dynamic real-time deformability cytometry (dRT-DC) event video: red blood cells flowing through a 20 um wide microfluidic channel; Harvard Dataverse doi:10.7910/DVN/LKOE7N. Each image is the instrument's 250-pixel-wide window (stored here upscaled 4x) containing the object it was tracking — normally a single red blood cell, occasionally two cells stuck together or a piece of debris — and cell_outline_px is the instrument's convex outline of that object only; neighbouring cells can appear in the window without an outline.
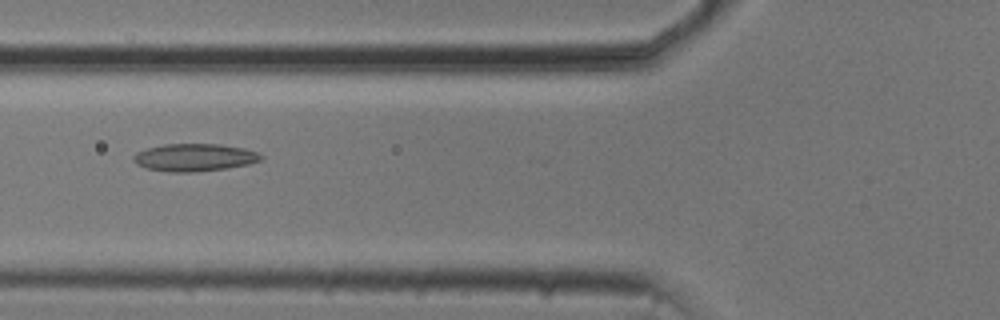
{"species": "common noctule bat (a hibernating species)", "species_latin": "Nyctalus noctula", "temperature_condition": "cold", "stored_images_in_passage": 13, "camera_frame_rate_fps": 3000, "um_per_image_px": 0.085, "animal": {"sex": "male", "body_mass_g": 20.5, "forearm_length_mm": 52.5}, "frame": {"image": 1, "passage_image": 10, "time_ms": 3.0, "image_size_px": [1000, 320], "cell_outline_px": [[264, 160], [248, 164], [228, 168], [192, 172], [168, 172], [148, 168], [136, 164], [132, 160], [132, 156], [136, 152], [148, 148], [164, 144], [220, 144], [244, 148], [260, 152], [264, 156]], "centroid_in_image_um": [16.57, 13.38], "position_along_channel_um": 109.2, "area_um2": 20.69}}